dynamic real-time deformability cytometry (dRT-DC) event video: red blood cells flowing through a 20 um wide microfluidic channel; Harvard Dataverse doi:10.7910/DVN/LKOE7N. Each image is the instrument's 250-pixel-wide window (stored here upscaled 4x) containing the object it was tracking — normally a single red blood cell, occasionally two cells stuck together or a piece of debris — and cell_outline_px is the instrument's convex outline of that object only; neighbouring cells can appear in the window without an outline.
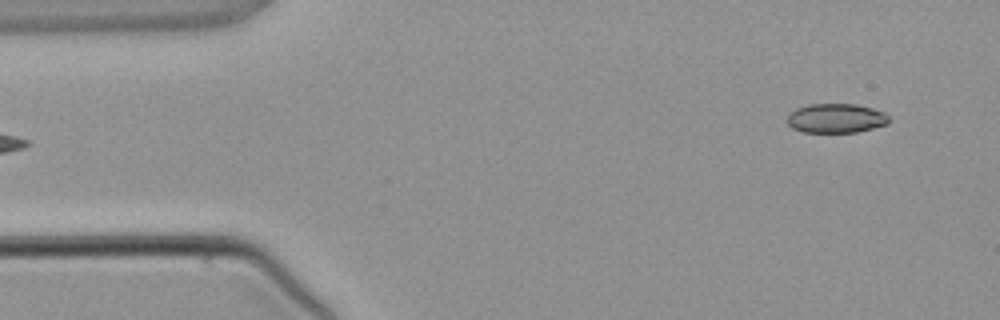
{"species": "common noctule bat (a hibernating species)", "species_latin": "Nyctalus noctula", "temperature_condition": "warm", "stored_images_in_passage": 3, "segment_of_instrument_passage": [2, 2], "camera_frame_rate_fps": 3000, "um_per_image_px": 0.085, "animal": {"sex": "male", "body_mass_g": 21.5, "forearm_length_mm": 52.0}, "frame": {"image": 1, "passage_image": 3, "time_ms": 2.667, "image_size_px": [1000, 320], "cell_outline_px": [[888, 124], [856, 132], [804, 132], [792, 128], [784, 120], [788, 112], [796, 108], [808, 104], [856, 104], [872, 108], [884, 112], [888, 116]], "centroid_in_image_um": [70.99, 10.04], "position_along_channel_um": 14.0, "area_um2": 17.57}}